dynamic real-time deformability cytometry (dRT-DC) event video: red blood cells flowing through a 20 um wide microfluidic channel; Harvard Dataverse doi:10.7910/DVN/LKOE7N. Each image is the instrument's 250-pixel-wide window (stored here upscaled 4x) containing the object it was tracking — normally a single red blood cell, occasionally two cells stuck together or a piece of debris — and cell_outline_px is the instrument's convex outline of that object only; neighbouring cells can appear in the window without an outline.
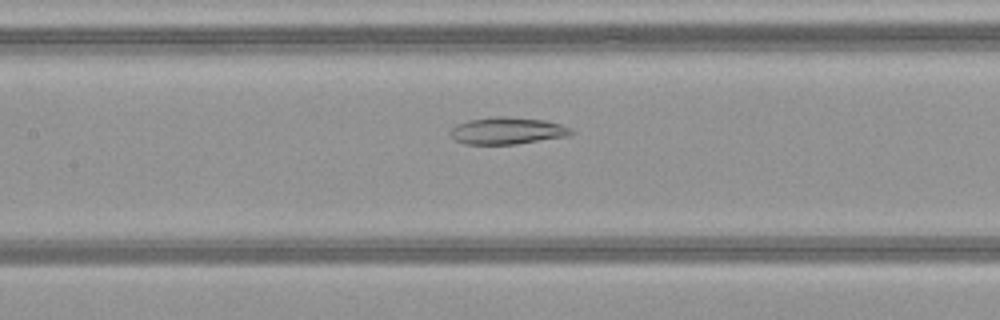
{"species": "common noctule bat (a hibernating species)", "species_latin": "Nyctalus noctula", "temperature_condition": "warm", "stored_images_in_passage": 42, "camera_frame_rate_fps": 3000, "um_per_image_px": 0.085, "animal": {"sex": "female", "body_mass_g": 21.9}, "frame": {"image": 1, "passage_image": 16, "time_ms": 5.0, "image_size_px": [1000, 320], "cell_outline_px": [[576, 132], [568, 136], [516, 144], [464, 144], [456, 140], [452, 136], [452, 128], [456, 124], [468, 120], [496, 116], [504, 116], [544, 120], [560, 124], [572, 128]], "centroid_in_image_um": [43.16, 11.11], "position_along_channel_um": 164.2, "area_um2": 18.96}}
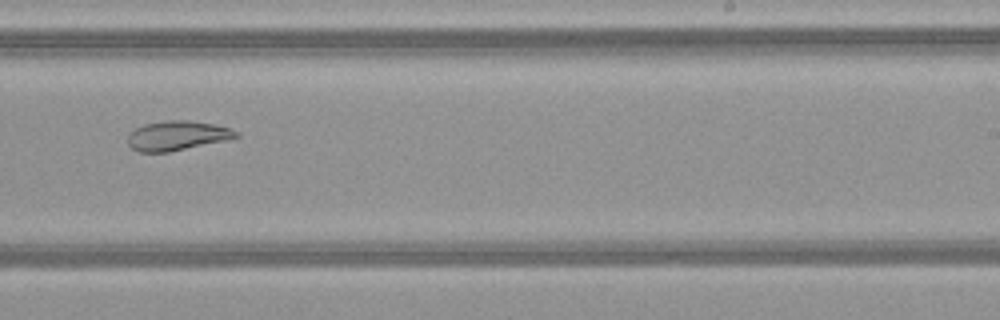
{"frame": {"image": 2, "passage_image": 24, "time_ms": 7.667, "image_size_px": [1000, 320], "cell_outline_px": [[240, 136], [228, 140], [168, 152], [140, 152], [132, 148], [128, 144], [128, 136], [136, 128], [144, 124], [168, 120], [188, 120], [216, 124], [232, 128], [240, 132]], "centroid_in_image_um": [15.13, 11.52], "position_along_channel_um": 273.9, "area_um2": 18.73}}
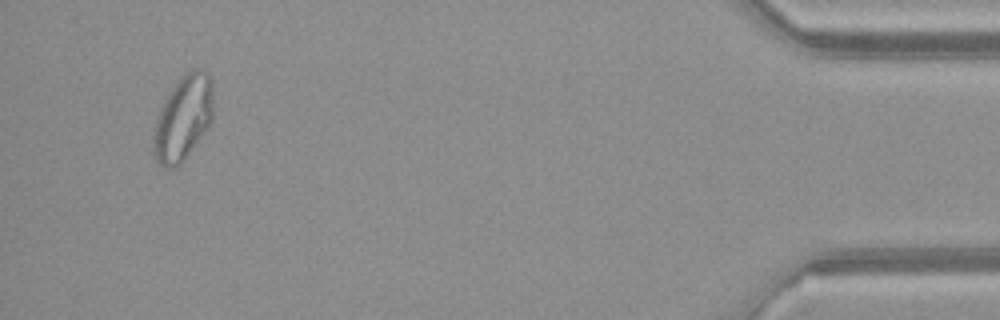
{"frame": {"image": 3, "passage_image": 40, "time_ms": 13.0, "image_size_px": [1000, 320], "cell_outline_px": [[212, 120], [184, 160], [180, 164], [172, 168], [164, 168], [156, 160], [152, 152], [152, 140], [156, 116], [168, 92], [184, 72], [196, 68], [208, 72], [212, 76]], "centroid_in_image_um": [15.53, 10.01], "position_along_channel_um": 419.7, "area_um2": 29.82}, "authors_computed_cell_mechanics": {"area_um2": 22.6287, "velocity_mm_per_s": 4.129, "shape_relaxation_time_tau1_ms": null, "shape_relaxation_time_tau2_ms": 5.5532, "deformation_change_tau1": null, "deformation_change_tau2": 0.1155}}